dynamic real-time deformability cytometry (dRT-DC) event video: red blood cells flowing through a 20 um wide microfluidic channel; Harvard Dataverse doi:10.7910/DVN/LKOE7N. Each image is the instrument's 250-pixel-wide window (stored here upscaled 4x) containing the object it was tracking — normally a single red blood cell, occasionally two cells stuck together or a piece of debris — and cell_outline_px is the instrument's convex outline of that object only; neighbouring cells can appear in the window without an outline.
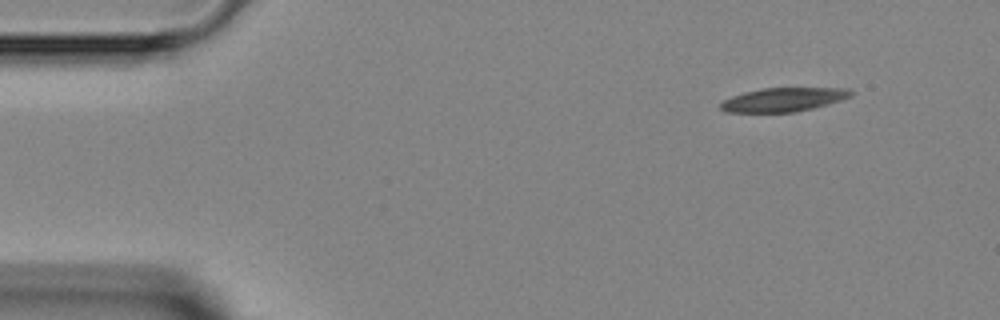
{"species": "Egyptian fruit bat (a non-hibernating species)", "species_latin": "Rousettus aegyptiacus", "temperature_condition": "room temperature", "stored_images_in_passage": 2, "camera_frame_rate_fps": 3000, "um_per_image_px": 0.085, "animal": {"sex": "female"}, "frame": {"image": 1, "passage_image": 1, "time_ms": 0.0, "image_size_px": [1000, 320], "cell_outline_px": [[852, 96], [840, 100], [812, 108], [796, 112], [724, 112], [720, 108], [720, 104], [724, 100], [732, 96], [744, 92], [764, 88], [848, 88], [852, 92]], "centroid_in_image_um": [66.57, 8.47], "position_along_channel_um": 18.4, "area_um2": 17.92}}